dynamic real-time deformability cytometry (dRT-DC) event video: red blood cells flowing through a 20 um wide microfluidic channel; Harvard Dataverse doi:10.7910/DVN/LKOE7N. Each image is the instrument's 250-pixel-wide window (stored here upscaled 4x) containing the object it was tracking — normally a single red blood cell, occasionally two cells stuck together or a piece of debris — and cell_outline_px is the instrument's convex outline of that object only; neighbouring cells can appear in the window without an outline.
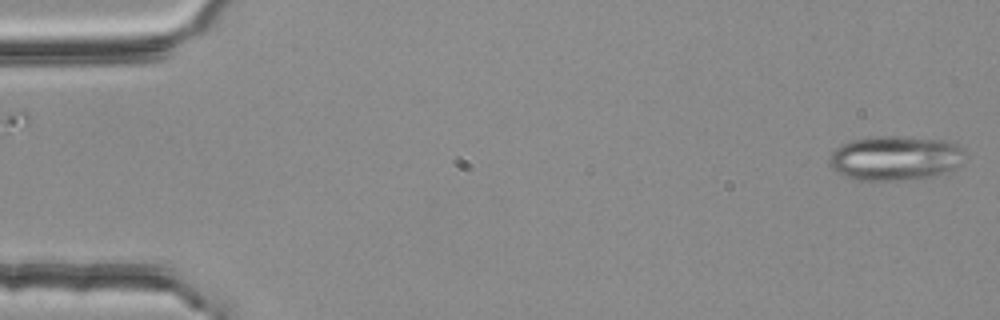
{"species": "common noctule bat (a hibernating species)", "species_latin": "Nyctalus noctula", "temperature_condition": "room temperature", "stored_images_in_passage": 20, "camera_frame_rate_fps": 3000, "um_per_image_px": 0.085, "animal": {"sex": "female", "body_mass_g": 25.1}, "frame": {"image": 1, "passage_image": 1, "time_ms": 0.0, "image_size_px": [1000, 320], "cell_outline_px": [[968, 156], [964, 164], [944, 172], [932, 176], [904, 180], [856, 180], [844, 176], [836, 172], [832, 168], [828, 160], [828, 156], [836, 148], [852, 140], [880, 136], [892, 136], [944, 140], [956, 144]], "centroid_in_image_um": [76.11, 13.45], "position_along_channel_um": 8.9, "area_um2": 35.26}}